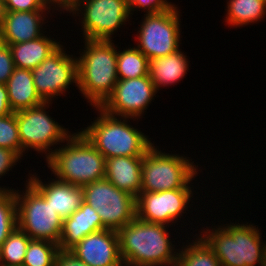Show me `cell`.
Wrapping results in <instances>:
<instances>
[{
	"mask_svg": "<svg viewBox=\"0 0 266 266\" xmlns=\"http://www.w3.org/2000/svg\"><path fill=\"white\" fill-rule=\"evenodd\" d=\"M169 226L149 223L137 217L120 228L119 252L124 266H176L177 244L171 241ZM172 235V236H171ZM175 244H173V243ZM176 248H175V247Z\"/></svg>",
	"mask_w": 266,
	"mask_h": 266,
	"instance_id": "cell-1",
	"label": "cell"
},
{
	"mask_svg": "<svg viewBox=\"0 0 266 266\" xmlns=\"http://www.w3.org/2000/svg\"><path fill=\"white\" fill-rule=\"evenodd\" d=\"M240 223L238 220L235 224H214V228L213 223L206 228L202 225L198 234L214 251L221 266H266V241H262L259 226Z\"/></svg>",
	"mask_w": 266,
	"mask_h": 266,
	"instance_id": "cell-2",
	"label": "cell"
},
{
	"mask_svg": "<svg viewBox=\"0 0 266 266\" xmlns=\"http://www.w3.org/2000/svg\"><path fill=\"white\" fill-rule=\"evenodd\" d=\"M84 40L78 60L79 92L91 107H100L118 82L117 46L113 40Z\"/></svg>",
	"mask_w": 266,
	"mask_h": 266,
	"instance_id": "cell-3",
	"label": "cell"
},
{
	"mask_svg": "<svg viewBox=\"0 0 266 266\" xmlns=\"http://www.w3.org/2000/svg\"><path fill=\"white\" fill-rule=\"evenodd\" d=\"M97 118L79 131L106 158L118 156L143 157L155 144L149 135L144 134L129 122L138 119L114 116L100 107H94Z\"/></svg>",
	"mask_w": 266,
	"mask_h": 266,
	"instance_id": "cell-4",
	"label": "cell"
},
{
	"mask_svg": "<svg viewBox=\"0 0 266 266\" xmlns=\"http://www.w3.org/2000/svg\"><path fill=\"white\" fill-rule=\"evenodd\" d=\"M45 162L56 179L77 187L105 178L106 158L79 130Z\"/></svg>",
	"mask_w": 266,
	"mask_h": 266,
	"instance_id": "cell-5",
	"label": "cell"
},
{
	"mask_svg": "<svg viewBox=\"0 0 266 266\" xmlns=\"http://www.w3.org/2000/svg\"><path fill=\"white\" fill-rule=\"evenodd\" d=\"M153 145L143 156L141 192L192 189V181L201 172L190 157L162 151Z\"/></svg>",
	"mask_w": 266,
	"mask_h": 266,
	"instance_id": "cell-6",
	"label": "cell"
},
{
	"mask_svg": "<svg viewBox=\"0 0 266 266\" xmlns=\"http://www.w3.org/2000/svg\"><path fill=\"white\" fill-rule=\"evenodd\" d=\"M51 105L52 102H44L39 106L15 112L22 151L26 154L32 149L42 154L41 156L44 154L45 161L58 148L55 145L60 146L73 134L52 118L50 110L46 111Z\"/></svg>",
	"mask_w": 266,
	"mask_h": 266,
	"instance_id": "cell-7",
	"label": "cell"
},
{
	"mask_svg": "<svg viewBox=\"0 0 266 266\" xmlns=\"http://www.w3.org/2000/svg\"><path fill=\"white\" fill-rule=\"evenodd\" d=\"M16 190L17 227L31 239L60 242L63 220L45 198L26 180Z\"/></svg>",
	"mask_w": 266,
	"mask_h": 266,
	"instance_id": "cell-8",
	"label": "cell"
},
{
	"mask_svg": "<svg viewBox=\"0 0 266 266\" xmlns=\"http://www.w3.org/2000/svg\"><path fill=\"white\" fill-rule=\"evenodd\" d=\"M68 12L79 17L80 32L88 40H112L114 33L133 17L129 0H79Z\"/></svg>",
	"mask_w": 266,
	"mask_h": 266,
	"instance_id": "cell-9",
	"label": "cell"
},
{
	"mask_svg": "<svg viewBox=\"0 0 266 266\" xmlns=\"http://www.w3.org/2000/svg\"><path fill=\"white\" fill-rule=\"evenodd\" d=\"M177 5L165 12L144 14L137 34L136 47L149 59L168 56L180 49L181 19ZM139 29V30H138Z\"/></svg>",
	"mask_w": 266,
	"mask_h": 266,
	"instance_id": "cell-10",
	"label": "cell"
},
{
	"mask_svg": "<svg viewBox=\"0 0 266 266\" xmlns=\"http://www.w3.org/2000/svg\"><path fill=\"white\" fill-rule=\"evenodd\" d=\"M84 202L96 210L103 229L118 231L136 218V197L118 189L106 178L82 187Z\"/></svg>",
	"mask_w": 266,
	"mask_h": 266,
	"instance_id": "cell-11",
	"label": "cell"
},
{
	"mask_svg": "<svg viewBox=\"0 0 266 266\" xmlns=\"http://www.w3.org/2000/svg\"><path fill=\"white\" fill-rule=\"evenodd\" d=\"M63 43L40 65L32 69L34 85L44 102H52L65 94L70 85L78 87V60L68 54ZM56 98V99H55Z\"/></svg>",
	"mask_w": 266,
	"mask_h": 266,
	"instance_id": "cell-12",
	"label": "cell"
},
{
	"mask_svg": "<svg viewBox=\"0 0 266 266\" xmlns=\"http://www.w3.org/2000/svg\"><path fill=\"white\" fill-rule=\"evenodd\" d=\"M193 189L140 192L136 197V217L142 221L172 227L192 209ZM180 220V221H178Z\"/></svg>",
	"mask_w": 266,
	"mask_h": 266,
	"instance_id": "cell-13",
	"label": "cell"
},
{
	"mask_svg": "<svg viewBox=\"0 0 266 266\" xmlns=\"http://www.w3.org/2000/svg\"><path fill=\"white\" fill-rule=\"evenodd\" d=\"M158 93L149 75L119 79L112 94L100 106L106 113L114 116L129 117L135 119L144 118L143 115L149 104L155 100Z\"/></svg>",
	"mask_w": 266,
	"mask_h": 266,
	"instance_id": "cell-14",
	"label": "cell"
},
{
	"mask_svg": "<svg viewBox=\"0 0 266 266\" xmlns=\"http://www.w3.org/2000/svg\"><path fill=\"white\" fill-rule=\"evenodd\" d=\"M70 250L89 266H124L115 230L103 229L84 237Z\"/></svg>",
	"mask_w": 266,
	"mask_h": 266,
	"instance_id": "cell-15",
	"label": "cell"
},
{
	"mask_svg": "<svg viewBox=\"0 0 266 266\" xmlns=\"http://www.w3.org/2000/svg\"><path fill=\"white\" fill-rule=\"evenodd\" d=\"M49 13L51 14V10L6 11L0 25L2 43L17 44L38 39L44 33L48 34L44 29L48 26L45 24Z\"/></svg>",
	"mask_w": 266,
	"mask_h": 266,
	"instance_id": "cell-16",
	"label": "cell"
},
{
	"mask_svg": "<svg viewBox=\"0 0 266 266\" xmlns=\"http://www.w3.org/2000/svg\"><path fill=\"white\" fill-rule=\"evenodd\" d=\"M51 179L48 182H43L36 172H29L27 177V181L64 220L70 217L84 202L83 189L56 178Z\"/></svg>",
	"mask_w": 266,
	"mask_h": 266,
	"instance_id": "cell-17",
	"label": "cell"
},
{
	"mask_svg": "<svg viewBox=\"0 0 266 266\" xmlns=\"http://www.w3.org/2000/svg\"><path fill=\"white\" fill-rule=\"evenodd\" d=\"M103 230L102 220L86 202L63 220L59 249H71L87 235Z\"/></svg>",
	"mask_w": 266,
	"mask_h": 266,
	"instance_id": "cell-18",
	"label": "cell"
},
{
	"mask_svg": "<svg viewBox=\"0 0 266 266\" xmlns=\"http://www.w3.org/2000/svg\"><path fill=\"white\" fill-rule=\"evenodd\" d=\"M142 162L143 157L108 158L105 178L118 189L137 197L141 192Z\"/></svg>",
	"mask_w": 266,
	"mask_h": 266,
	"instance_id": "cell-19",
	"label": "cell"
},
{
	"mask_svg": "<svg viewBox=\"0 0 266 266\" xmlns=\"http://www.w3.org/2000/svg\"><path fill=\"white\" fill-rule=\"evenodd\" d=\"M187 57L183 50L179 49L168 56L149 60L148 75L157 91L162 87L174 86L185 77L190 64Z\"/></svg>",
	"mask_w": 266,
	"mask_h": 266,
	"instance_id": "cell-20",
	"label": "cell"
},
{
	"mask_svg": "<svg viewBox=\"0 0 266 266\" xmlns=\"http://www.w3.org/2000/svg\"><path fill=\"white\" fill-rule=\"evenodd\" d=\"M49 35L44 34L32 41L8 45L15 67L34 69L52 54L61 45L60 43H63Z\"/></svg>",
	"mask_w": 266,
	"mask_h": 266,
	"instance_id": "cell-21",
	"label": "cell"
},
{
	"mask_svg": "<svg viewBox=\"0 0 266 266\" xmlns=\"http://www.w3.org/2000/svg\"><path fill=\"white\" fill-rule=\"evenodd\" d=\"M8 98L13 112L39 106L44 103L36 91L30 69L15 67L7 83Z\"/></svg>",
	"mask_w": 266,
	"mask_h": 266,
	"instance_id": "cell-22",
	"label": "cell"
},
{
	"mask_svg": "<svg viewBox=\"0 0 266 266\" xmlns=\"http://www.w3.org/2000/svg\"><path fill=\"white\" fill-rule=\"evenodd\" d=\"M226 26L238 28L258 24L266 16V0H226Z\"/></svg>",
	"mask_w": 266,
	"mask_h": 266,
	"instance_id": "cell-23",
	"label": "cell"
},
{
	"mask_svg": "<svg viewBox=\"0 0 266 266\" xmlns=\"http://www.w3.org/2000/svg\"><path fill=\"white\" fill-rule=\"evenodd\" d=\"M193 238L195 241L190 239V242L188 240L182 242V247L180 246L178 250L176 266H221L219 259L206 241L196 233Z\"/></svg>",
	"mask_w": 266,
	"mask_h": 266,
	"instance_id": "cell-24",
	"label": "cell"
},
{
	"mask_svg": "<svg viewBox=\"0 0 266 266\" xmlns=\"http://www.w3.org/2000/svg\"><path fill=\"white\" fill-rule=\"evenodd\" d=\"M117 45L118 79L139 78L148 75L149 59L136 47L119 50Z\"/></svg>",
	"mask_w": 266,
	"mask_h": 266,
	"instance_id": "cell-25",
	"label": "cell"
},
{
	"mask_svg": "<svg viewBox=\"0 0 266 266\" xmlns=\"http://www.w3.org/2000/svg\"><path fill=\"white\" fill-rule=\"evenodd\" d=\"M30 240L16 227L0 247V266H22Z\"/></svg>",
	"mask_w": 266,
	"mask_h": 266,
	"instance_id": "cell-26",
	"label": "cell"
},
{
	"mask_svg": "<svg viewBox=\"0 0 266 266\" xmlns=\"http://www.w3.org/2000/svg\"><path fill=\"white\" fill-rule=\"evenodd\" d=\"M17 227L15 189L0 190V247Z\"/></svg>",
	"mask_w": 266,
	"mask_h": 266,
	"instance_id": "cell-27",
	"label": "cell"
},
{
	"mask_svg": "<svg viewBox=\"0 0 266 266\" xmlns=\"http://www.w3.org/2000/svg\"><path fill=\"white\" fill-rule=\"evenodd\" d=\"M58 249L51 241L31 239L22 266H55Z\"/></svg>",
	"mask_w": 266,
	"mask_h": 266,
	"instance_id": "cell-28",
	"label": "cell"
},
{
	"mask_svg": "<svg viewBox=\"0 0 266 266\" xmlns=\"http://www.w3.org/2000/svg\"><path fill=\"white\" fill-rule=\"evenodd\" d=\"M0 147L14 151L20 158L26 156L22 151L15 112L0 117Z\"/></svg>",
	"mask_w": 266,
	"mask_h": 266,
	"instance_id": "cell-29",
	"label": "cell"
},
{
	"mask_svg": "<svg viewBox=\"0 0 266 266\" xmlns=\"http://www.w3.org/2000/svg\"><path fill=\"white\" fill-rule=\"evenodd\" d=\"M175 6L174 2L168 0H129V10L131 16L134 11H143L145 14H155L165 12Z\"/></svg>",
	"mask_w": 266,
	"mask_h": 266,
	"instance_id": "cell-30",
	"label": "cell"
},
{
	"mask_svg": "<svg viewBox=\"0 0 266 266\" xmlns=\"http://www.w3.org/2000/svg\"><path fill=\"white\" fill-rule=\"evenodd\" d=\"M5 11H35V10H56L47 0H4Z\"/></svg>",
	"mask_w": 266,
	"mask_h": 266,
	"instance_id": "cell-31",
	"label": "cell"
},
{
	"mask_svg": "<svg viewBox=\"0 0 266 266\" xmlns=\"http://www.w3.org/2000/svg\"><path fill=\"white\" fill-rule=\"evenodd\" d=\"M15 69L11 50L8 45L0 44V83L6 84Z\"/></svg>",
	"mask_w": 266,
	"mask_h": 266,
	"instance_id": "cell-32",
	"label": "cell"
},
{
	"mask_svg": "<svg viewBox=\"0 0 266 266\" xmlns=\"http://www.w3.org/2000/svg\"><path fill=\"white\" fill-rule=\"evenodd\" d=\"M20 160L22 161V158H20L14 151L0 147V178H4L5 174H8L9 171H12V168H14L17 165V162L19 163ZM9 189L12 190L15 188H7V186L2 188L0 186V190Z\"/></svg>",
	"mask_w": 266,
	"mask_h": 266,
	"instance_id": "cell-33",
	"label": "cell"
},
{
	"mask_svg": "<svg viewBox=\"0 0 266 266\" xmlns=\"http://www.w3.org/2000/svg\"><path fill=\"white\" fill-rule=\"evenodd\" d=\"M55 266H89L82 262L70 249H58Z\"/></svg>",
	"mask_w": 266,
	"mask_h": 266,
	"instance_id": "cell-34",
	"label": "cell"
},
{
	"mask_svg": "<svg viewBox=\"0 0 266 266\" xmlns=\"http://www.w3.org/2000/svg\"><path fill=\"white\" fill-rule=\"evenodd\" d=\"M14 113L10 107L6 84L0 83V117Z\"/></svg>",
	"mask_w": 266,
	"mask_h": 266,
	"instance_id": "cell-35",
	"label": "cell"
},
{
	"mask_svg": "<svg viewBox=\"0 0 266 266\" xmlns=\"http://www.w3.org/2000/svg\"><path fill=\"white\" fill-rule=\"evenodd\" d=\"M48 3L56 10L67 13L79 0H47Z\"/></svg>",
	"mask_w": 266,
	"mask_h": 266,
	"instance_id": "cell-36",
	"label": "cell"
},
{
	"mask_svg": "<svg viewBox=\"0 0 266 266\" xmlns=\"http://www.w3.org/2000/svg\"><path fill=\"white\" fill-rule=\"evenodd\" d=\"M5 3L4 0H0V25L2 23L3 17L5 15Z\"/></svg>",
	"mask_w": 266,
	"mask_h": 266,
	"instance_id": "cell-37",
	"label": "cell"
}]
</instances>
